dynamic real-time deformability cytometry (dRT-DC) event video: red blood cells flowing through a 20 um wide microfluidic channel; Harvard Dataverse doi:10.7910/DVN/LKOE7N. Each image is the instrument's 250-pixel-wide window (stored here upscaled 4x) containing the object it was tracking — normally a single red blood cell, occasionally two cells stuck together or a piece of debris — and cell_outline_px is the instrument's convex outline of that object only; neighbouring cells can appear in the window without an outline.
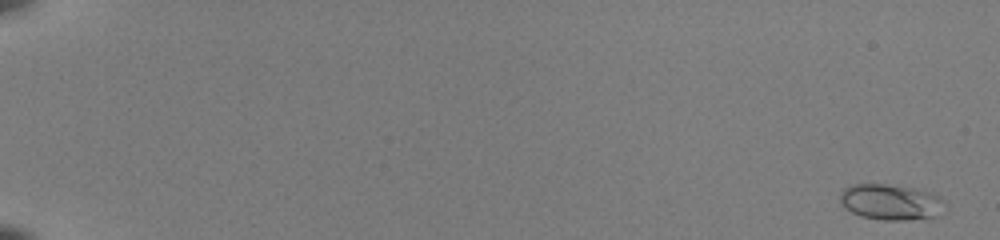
{"species": "common noctule bat (a hibernating species)", "species_latin": "Nyctalus noctula", "temperature_condition": "room temperature", "stored_images_in_passage": 55, "camera_frame_rate_fps": 3000, "um_per_image_px": 0.085, "animal": {"sex": "female", "body_mass_g": 22.0, "forearm_length_mm": 56.7}, "frame": {"image": 1, "passage_image": 3, "time_ms": 0.667, "image_size_px": [1000, 240], "cell_outline_px": [[940, 200], [936, 216], [900, 220], [884, 220], [860, 216], [852, 212], [840, 200], [840, 192], [848, 184], [884, 184], [912, 188], [928, 192], [940, 196]], "centroid_in_image_um": [75.59, 17.15], "position_along_channel_um": 9.4, "area_um2": 21.04}}
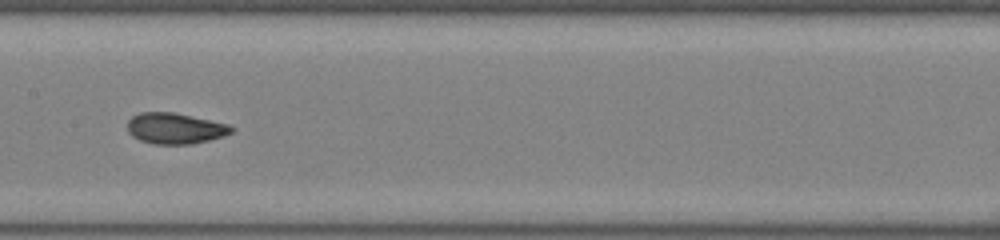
{"frame": {"image": 2, "passage_image": 32, "time_ms": 10.333, "image_size_px": [1000, 240], "cell_outline_px": [[236, 128], [232, 132], [224, 136], [192, 144], [152, 144], [140, 140], [132, 136], [128, 132], [128, 120], [132, 116], [140, 112], [172, 112], [228, 124]], "centroid_in_image_um": [14.87, 10.92], "position_along_channel_um": 192.5, "area_um2": 18.73}}
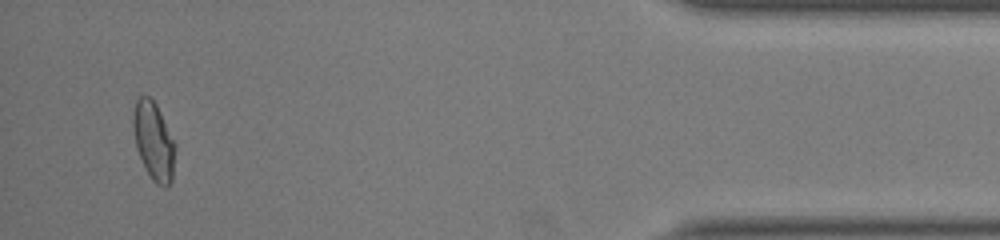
{"frame": {"image": 3, "passage_image": 53, "time_ms": 17.333, "image_size_px": [1000, 240], "cell_outline_px": [[176, 144], [172, 180], [164, 188], [156, 184], [152, 180], [140, 156], [136, 144], [132, 128], [132, 120], [136, 100], [140, 96], [148, 96], [156, 104]], "centroid_in_image_um": [13.07, 11.99], "position_along_channel_um": 422.1, "area_um2": 18.9}, "authors_computed_cell_mechanics": {"area_um2": 18.4382, "velocity_mm_per_s": 4.0317, "shape_relaxation_time_tau1_ms": 7.3058, "shape_relaxation_time_tau2_ms": 0.6391, "deformation_change_tau1": 0.2041, "deformation_change_tau2": 0.0477}}